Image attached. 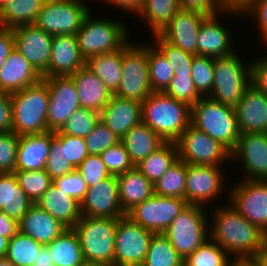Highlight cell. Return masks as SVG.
<instances>
[{"label":"cell","mask_w":267,"mask_h":266,"mask_svg":"<svg viewBox=\"0 0 267 266\" xmlns=\"http://www.w3.org/2000/svg\"><path fill=\"white\" fill-rule=\"evenodd\" d=\"M231 266H261L255 259H234L232 260Z\"/></svg>","instance_id":"63"},{"label":"cell","mask_w":267,"mask_h":266,"mask_svg":"<svg viewBox=\"0 0 267 266\" xmlns=\"http://www.w3.org/2000/svg\"><path fill=\"white\" fill-rule=\"evenodd\" d=\"M101 157L110 175L118 176L135 167L121 141L106 149Z\"/></svg>","instance_id":"49"},{"label":"cell","mask_w":267,"mask_h":266,"mask_svg":"<svg viewBox=\"0 0 267 266\" xmlns=\"http://www.w3.org/2000/svg\"><path fill=\"white\" fill-rule=\"evenodd\" d=\"M175 144L178 159L187 164L223 167L225 162L228 164L231 161V152L225 146L192 125L187 127Z\"/></svg>","instance_id":"11"},{"label":"cell","mask_w":267,"mask_h":266,"mask_svg":"<svg viewBox=\"0 0 267 266\" xmlns=\"http://www.w3.org/2000/svg\"><path fill=\"white\" fill-rule=\"evenodd\" d=\"M233 160L242 164L244 179L267 181V133H241L231 152Z\"/></svg>","instance_id":"19"},{"label":"cell","mask_w":267,"mask_h":266,"mask_svg":"<svg viewBox=\"0 0 267 266\" xmlns=\"http://www.w3.org/2000/svg\"><path fill=\"white\" fill-rule=\"evenodd\" d=\"M190 125L219 141L230 152L237 146L240 132L234 107L201 97L191 106Z\"/></svg>","instance_id":"4"},{"label":"cell","mask_w":267,"mask_h":266,"mask_svg":"<svg viewBox=\"0 0 267 266\" xmlns=\"http://www.w3.org/2000/svg\"><path fill=\"white\" fill-rule=\"evenodd\" d=\"M45 170L52 180L63 177L76 170L64 158L61 146V133L51 131V148L45 165Z\"/></svg>","instance_id":"47"},{"label":"cell","mask_w":267,"mask_h":266,"mask_svg":"<svg viewBox=\"0 0 267 266\" xmlns=\"http://www.w3.org/2000/svg\"><path fill=\"white\" fill-rule=\"evenodd\" d=\"M152 36V38H154L153 44L163 53L174 71L181 63L193 62L194 55L186 53L181 48L172 45L171 43L164 40L159 34H154Z\"/></svg>","instance_id":"55"},{"label":"cell","mask_w":267,"mask_h":266,"mask_svg":"<svg viewBox=\"0 0 267 266\" xmlns=\"http://www.w3.org/2000/svg\"><path fill=\"white\" fill-rule=\"evenodd\" d=\"M19 231L42 245H47L62 235L67 229L59 220L33 204L18 222Z\"/></svg>","instance_id":"26"},{"label":"cell","mask_w":267,"mask_h":266,"mask_svg":"<svg viewBox=\"0 0 267 266\" xmlns=\"http://www.w3.org/2000/svg\"><path fill=\"white\" fill-rule=\"evenodd\" d=\"M154 234L128 216L117 219L114 266H142Z\"/></svg>","instance_id":"12"},{"label":"cell","mask_w":267,"mask_h":266,"mask_svg":"<svg viewBox=\"0 0 267 266\" xmlns=\"http://www.w3.org/2000/svg\"><path fill=\"white\" fill-rule=\"evenodd\" d=\"M49 90L48 131H59L69 116L80 108L79 97L71 76L41 79Z\"/></svg>","instance_id":"17"},{"label":"cell","mask_w":267,"mask_h":266,"mask_svg":"<svg viewBox=\"0 0 267 266\" xmlns=\"http://www.w3.org/2000/svg\"><path fill=\"white\" fill-rule=\"evenodd\" d=\"M19 136L13 131L0 132V173H14Z\"/></svg>","instance_id":"50"},{"label":"cell","mask_w":267,"mask_h":266,"mask_svg":"<svg viewBox=\"0 0 267 266\" xmlns=\"http://www.w3.org/2000/svg\"><path fill=\"white\" fill-rule=\"evenodd\" d=\"M76 171L81 175L88 187L111 176L101 155L89 154L76 168Z\"/></svg>","instance_id":"51"},{"label":"cell","mask_w":267,"mask_h":266,"mask_svg":"<svg viewBox=\"0 0 267 266\" xmlns=\"http://www.w3.org/2000/svg\"><path fill=\"white\" fill-rule=\"evenodd\" d=\"M80 211L87 217L119 219L126 216L119 202L117 177L111 175L88 187Z\"/></svg>","instance_id":"20"},{"label":"cell","mask_w":267,"mask_h":266,"mask_svg":"<svg viewBox=\"0 0 267 266\" xmlns=\"http://www.w3.org/2000/svg\"><path fill=\"white\" fill-rule=\"evenodd\" d=\"M241 133H267V96L250 84L234 107Z\"/></svg>","instance_id":"21"},{"label":"cell","mask_w":267,"mask_h":266,"mask_svg":"<svg viewBox=\"0 0 267 266\" xmlns=\"http://www.w3.org/2000/svg\"><path fill=\"white\" fill-rule=\"evenodd\" d=\"M41 79L42 76L14 48L0 69V91L12 94Z\"/></svg>","instance_id":"25"},{"label":"cell","mask_w":267,"mask_h":266,"mask_svg":"<svg viewBox=\"0 0 267 266\" xmlns=\"http://www.w3.org/2000/svg\"><path fill=\"white\" fill-rule=\"evenodd\" d=\"M188 205L185 199L153 194L126 213L133 222L155 234L163 233Z\"/></svg>","instance_id":"13"},{"label":"cell","mask_w":267,"mask_h":266,"mask_svg":"<svg viewBox=\"0 0 267 266\" xmlns=\"http://www.w3.org/2000/svg\"><path fill=\"white\" fill-rule=\"evenodd\" d=\"M80 266H109V265L102 264V263L84 261Z\"/></svg>","instance_id":"67"},{"label":"cell","mask_w":267,"mask_h":266,"mask_svg":"<svg viewBox=\"0 0 267 266\" xmlns=\"http://www.w3.org/2000/svg\"><path fill=\"white\" fill-rule=\"evenodd\" d=\"M44 245L18 231L9 241L6 258L15 266H32Z\"/></svg>","instance_id":"41"},{"label":"cell","mask_w":267,"mask_h":266,"mask_svg":"<svg viewBox=\"0 0 267 266\" xmlns=\"http://www.w3.org/2000/svg\"><path fill=\"white\" fill-rule=\"evenodd\" d=\"M13 130V113L9 93L0 91V132Z\"/></svg>","instance_id":"58"},{"label":"cell","mask_w":267,"mask_h":266,"mask_svg":"<svg viewBox=\"0 0 267 266\" xmlns=\"http://www.w3.org/2000/svg\"><path fill=\"white\" fill-rule=\"evenodd\" d=\"M89 13L84 17L76 38L81 56L88 58L121 49L129 40L128 27L122 20L114 18H92Z\"/></svg>","instance_id":"3"},{"label":"cell","mask_w":267,"mask_h":266,"mask_svg":"<svg viewBox=\"0 0 267 266\" xmlns=\"http://www.w3.org/2000/svg\"><path fill=\"white\" fill-rule=\"evenodd\" d=\"M55 266H80L84 261L80 240L73 228L46 245Z\"/></svg>","instance_id":"34"},{"label":"cell","mask_w":267,"mask_h":266,"mask_svg":"<svg viewBox=\"0 0 267 266\" xmlns=\"http://www.w3.org/2000/svg\"><path fill=\"white\" fill-rule=\"evenodd\" d=\"M84 139L90 155H101L106 149L115 146L121 141V139L100 120Z\"/></svg>","instance_id":"48"},{"label":"cell","mask_w":267,"mask_h":266,"mask_svg":"<svg viewBox=\"0 0 267 266\" xmlns=\"http://www.w3.org/2000/svg\"><path fill=\"white\" fill-rule=\"evenodd\" d=\"M251 62V84L267 96V55Z\"/></svg>","instance_id":"57"},{"label":"cell","mask_w":267,"mask_h":266,"mask_svg":"<svg viewBox=\"0 0 267 266\" xmlns=\"http://www.w3.org/2000/svg\"><path fill=\"white\" fill-rule=\"evenodd\" d=\"M178 160L177 146L165 142L135 167L153 184Z\"/></svg>","instance_id":"36"},{"label":"cell","mask_w":267,"mask_h":266,"mask_svg":"<svg viewBox=\"0 0 267 266\" xmlns=\"http://www.w3.org/2000/svg\"><path fill=\"white\" fill-rule=\"evenodd\" d=\"M142 123L165 142L175 143L190 125L191 107L165 92H152L141 102Z\"/></svg>","instance_id":"2"},{"label":"cell","mask_w":267,"mask_h":266,"mask_svg":"<svg viewBox=\"0 0 267 266\" xmlns=\"http://www.w3.org/2000/svg\"><path fill=\"white\" fill-rule=\"evenodd\" d=\"M61 146L67 162L76 169L89 155L85 139L61 133Z\"/></svg>","instance_id":"52"},{"label":"cell","mask_w":267,"mask_h":266,"mask_svg":"<svg viewBox=\"0 0 267 266\" xmlns=\"http://www.w3.org/2000/svg\"><path fill=\"white\" fill-rule=\"evenodd\" d=\"M0 266H15L8 258H0Z\"/></svg>","instance_id":"66"},{"label":"cell","mask_w":267,"mask_h":266,"mask_svg":"<svg viewBox=\"0 0 267 266\" xmlns=\"http://www.w3.org/2000/svg\"><path fill=\"white\" fill-rule=\"evenodd\" d=\"M223 15L241 17L242 12L238 6H228L225 10L213 16L206 17L197 34V55L211 58L224 57L238 51L233 45V36L219 19ZM221 18H220V17ZM219 18V19H218ZM219 20V21H218Z\"/></svg>","instance_id":"15"},{"label":"cell","mask_w":267,"mask_h":266,"mask_svg":"<svg viewBox=\"0 0 267 266\" xmlns=\"http://www.w3.org/2000/svg\"><path fill=\"white\" fill-rule=\"evenodd\" d=\"M14 49L12 29L0 27V69Z\"/></svg>","instance_id":"59"},{"label":"cell","mask_w":267,"mask_h":266,"mask_svg":"<svg viewBox=\"0 0 267 266\" xmlns=\"http://www.w3.org/2000/svg\"><path fill=\"white\" fill-rule=\"evenodd\" d=\"M255 259L261 266H267V249H262Z\"/></svg>","instance_id":"65"},{"label":"cell","mask_w":267,"mask_h":266,"mask_svg":"<svg viewBox=\"0 0 267 266\" xmlns=\"http://www.w3.org/2000/svg\"><path fill=\"white\" fill-rule=\"evenodd\" d=\"M12 32L14 48L42 76L48 70L53 36L34 24L17 26Z\"/></svg>","instance_id":"18"},{"label":"cell","mask_w":267,"mask_h":266,"mask_svg":"<svg viewBox=\"0 0 267 266\" xmlns=\"http://www.w3.org/2000/svg\"><path fill=\"white\" fill-rule=\"evenodd\" d=\"M8 239L0 235V258L5 257L8 247Z\"/></svg>","instance_id":"64"},{"label":"cell","mask_w":267,"mask_h":266,"mask_svg":"<svg viewBox=\"0 0 267 266\" xmlns=\"http://www.w3.org/2000/svg\"><path fill=\"white\" fill-rule=\"evenodd\" d=\"M187 163L178 159L154 184V194L185 199Z\"/></svg>","instance_id":"39"},{"label":"cell","mask_w":267,"mask_h":266,"mask_svg":"<svg viewBox=\"0 0 267 266\" xmlns=\"http://www.w3.org/2000/svg\"><path fill=\"white\" fill-rule=\"evenodd\" d=\"M51 148V131L19 136L15 171L45 169Z\"/></svg>","instance_id":"27"},{"label":"cell","mask_w":267,"mask_h":266,"mask_svg":"<svg viewBox=\"0 0 267 266\" xmlns=\"http://www.w3.org/2000/svg\"><path fill=\"white\" fill-rule=\"evenodd\" d=\"M192 63H181L174 71V77L165 93L170 97L188 104L195 105L202 97L196 90L192 77Z\"/></svg>","instance_id":"38"},{"label":"cell","mask_w":267,"mask_h":266,"mask_svg":"<svg viewBox=\"0 0 267 266\" xmlns=\"http://www.w3.org/2000/svg\"><path fill=\"white\" fill-rule=\"evenodd\" d=\"M33 202L19 186L14 173H0V210L19 222Z\"/></svg>","instance_id":"31"},{"label":"cell","mask_w":267,"mask_h":266,"mask_svg":"<svg viewBox=\"0 0 267 266\" xmlns=\"http://www.w3.org/2000/svg\"><path fill=\"white\" fill-rule=\"evenodd\" d=\"M18 231V222L0 210V235L10 240Z\"/></svg>","instance_id":"61"},{"label":"cell","mask_w":267,"mask_h":266,"mask_svg":"<svg viewBox=\"0 0 267 266\" xmlns=\"http://www.w3.org/2000/svg\"><path fill=\"white\" fill-rule=\"evenodd\" d=\"M179 10L178 0H145L138 17L149 25L154 35L159 34Z\"/></svg>","instance_id":"37"},{"label":"cell","mask_w":267,"mask_h":266,"mask_svg":"<svg viewBox=\"0 0 267 266\" xmlns=\"http://www.w3.org/2000/svg\"><path fill=\"white\" fill-rule=\"evenodd\" d=\"M213 209L212 217L209 216V238L220 245L232 260L256 258L263 249V231L248 222L229 203Z\"/></svg>","instance_id":"1"},{"label":"cell","mask_w":267,"mask_h":266,"mask_svg":"<svg viewBox=\"0 0 267 266\" xmlns=\"http://www.w3.org/2000/svg\"><path fill=\"white\" fill-rule=\"evenodd\" d=\"M180 9L201 13L207 17L225 10L229 5L225 0H178Z\"/></svg>","instance_id":"56"},{"label":"cell","mask_w":267,"mask_h":266,"mask_svg":"<svg viewBox=\"0 0 267 266\" xmlns=\"http://www.w3.org/2000/svg\"><path fill=\"white\" fill-rule=\"evenodd\" d=\"M214 60L215 58L203 55H194L193 58L191 77L197 92L202 97H208L213 88Z\"/></svg>","instance_id":"46"},{"label":"cell","mask_w":267,"mask_h":266,"mask_svg":"<svg viewBox=\"0 0 267 266\" xmlns=\"http://www.w3.org/2000/svg\"><path fill=\"white\" fill-rule=\"evenodd\" d=\"M79 97L80 106L100 111L109 103L113 93L86 66L71 75Z\"/></svg>","instance_id":"28"},{"label":"cell","mask_w":267,"mask_h":266,"mask_svg":"<svg viewBox=\"0 0 267 266\" xmlns=\"http://www.w3.org/2000/svg\"><path fill=\"white\" fill-rule=\"evenodd\" d=\"M99 118L120 139L142 122L141 102L112 95Z\"/></svg>","instance_id":"24"},{"label":"cell","mask_w":267,"mask_h":266,"mask_svg":"<svg viewBox=\"0 0 267 266\" xmlns=\"http://www.w3.org/2000/svg\"><path fill=\"white\" fill-rule=\"evenodd\" d=\"M86 60L81 56L76 35H55L48 70L42 78L71 76L85 66Z\"/></svg>","instance_id":"23"},{"label":"cell","mask_w":267,"mask_h":266,"mask_svg":"<svg viewBox=\"0 0 267 266\" xmlns=\"http://www.w3.org/2000/svg\"><path fill=\"white\" fill-rule=\"evenodd\" d=\"M117 219L81 216L74 225L85 261L114 266Z\"/></svg>","instance_id":"6"},{"label":"cell","mask_w":267,"mask_h":266,"mask_svg":"<svg viewBox=\"0 0 267 266\" xmlns=\"http://www.w3.org/2000/svg\"><path fill=\"white\" fill-rule=\"evenodd\" d=\"M142 266H183V259L163 234H154Z\"/></svg>","instance_id":"42"},{"label":"cell","mask_w":267,"mask_h":266,"mask_svg":"<svg viewBox=\"0 0 267 266\" xmlns=\"http://www.w3.org/2000/svg\"><path fill=\"white\" fill-rule=\"evenodd\" d=\"M89 7L84 0H46L34 25L52 36L76 35Z\"/></svg>","instance_id":"10"},{"label":"cell","mask_w":267,"mask_h":266,"mask_svg":"<svg viewBox=\"0 0 267 266\" xmlns=\"http://www.w3.org/2000/svg\"><path fill=\"white\" fill-rule=\"evenodd\" d=\"M263 249H267V228L263 231Z\"/></svg>","instance_id":"68"},{"label":"cell","mask_w":267,"mask_h":266,"mask_svg":"<svg viewBox=\"0 0 267 266\" xmlns=\"http://www.w3.org/2000/svg\"><path fill=\"white\" fill-rule=\"evenodd\" d=\"M85 66L93 72L105 86L114 93L122 79V48L88 58Z\"/></svg>","instance_id":"33"},{"label":"cell","mask_w":267,"mask_h":266,"mask_svg":"<svg viewBox=\"0 0 267 266\" xmlns=\"http://www.w3.org/2000/svg\"><path fill=\"white\" fill-rule=\"evenodd\" d=\"M121 142L124 144L134 166L165 143L156 132L142 122L132 127L121 138Z\"/></svg>","instance_id":"32"},{"label":"cell","mask_w":267,"mask_h":266,"mask_svg":"<svg viewBox=\"0 0 267 266\" xmlns=\"http://www.w3.org/2000/svg\"><path fill=\"white\" fill-rule=\"evenodd\" d=\"M116 177L119 202L125 213L154 194V184L136 167Z\"/></svg>","instance_id":"30"},{"label":"cell","mask_w":267,"mask_h":266,"mask_svg":"<svg viewBox=\"0 0 267 266\" xmlns=\"http://www.w3.org/2000/svg\"><path fill=\"white\" fill-rule=\"evenodd\" d=\"M239 7L242 16L252 18L258 24L262 42L267 47V0H246Z\"/></svg>","instance_id":"53"},{"label":"cell","mask_w":267,"mask_h":266,"mask_svg":"<svg viewBox=\"0 0 267 266\" xmlns=\"http://www.w3.org/2000/svg\"><path fill=\"white\" fill-rule=\"evenodd\" d=\"M99 120V112L80 107L69 116L62 128L56 132L85 138Z\"/></svg>","instance_id":"45"},{"label":"cell","mask_w":267,"mask_h":266,"mask_svg":"<svg viewBox=\"0 0 267 266\" xmlns=\"http://www.w3.org/2000/svg\"><path fill=\"white\" fill-rule=\"evenodd\" d=\"M228 189L229 204L262 231L267 228V181L241 180Z\"/></svg>","instance_id":"14"},{"label":"cell","mask_w":267,"mask_h":266,"mask_svg":"<svg viewBox=\"0 0 267 266\" xmlns=\"http://www.w3.org/2000/svg\"><path fill=\"white\" fill-rule=\"evenodd\" d=\"M11 0H0V11L3 9V7Z\"/></svg>","instance_id":"69"},{"label":"cell","mask_w":267,"mask_h":266,"mask_svg":"<svg viewBox=\"0 0 267 266\" xmlns=\"http://www.w3.org/2000/svg\"><path fill=\"white\" fill-rule=\"evenodd\" d=\"M53 184L79 203L84 199L88 188L86 182L76 170L54 179Z\"/></svg>","instance_id":"54"},{"label":"cell","mask_w":267,"mask_h":266,"mask_svg":"<svg viewBox=\"0 0 267 266\" xmlns=\"http://www.w3.org/2000/svg\"><path fill=\"white\" fill-rule=\"evenodd\" d=\"M10 97L13 113L12 131L15 134L21 136L48 131L49 90L42 80L10 94Z\"/></svg>","instance_id":"5"},{"label":"cell","mask_w":267,"mask_h":266,"mask_svg":"<svg viewBox=\"0 0 267 266\" xmlns=\"http://www.w3.org/2000/svg\"><path fill=\"white\" fill-rule=\"evenodd\" d=\"M14 174L19 186L33 204L37 203L53 183V180L47 174L45 169L36 171H15Z\"/></svg>","instance_id":"44"},{"label":"cell","mask_w":267,"mask_h":266,"mask_svg":"<svg viewBox=\"0 0 267 266\" xmlns=\"http://www.w3.org/2000/svg\"><path fill=\"white\" fill-rule=\"evenodd\" d=\"M41 209L59 220L68 228H73L81 218L80 203L64 193L53 183L37 201Z\"/></svg>","instance_id":"29"},{"label":"cell","mask_w":267,"mask_h":266,"mask_svg":"<svg viewBox=\"0 0 267 266\" xmlns=\"http://www.w3.org/2000/svg\"><path fill=\"white\" fill-rule=\"evenodd\" d=\"M32 266H55L52 260L51 253L46 245H44L36 258V261H33Z\"/></svg>","instance_id":"62"},{"label":"cell","mask_w":267,"mask_h":266,"mask_svg":"<svg viewBox=\"0 0 267 266\" xmlns=\"http://www.w3.org/2000/svg\"><path fill=\"white\" fill-rule=\"evenodd\" d=\"M207 16L180 9L159 35L186 53L197 55V34Z\"/></svg>","instance_id":"22"},{"label":"cell","mask_w":267,"mask_h":266,"mask_svg":"<svg viewBox=\"0 0 267 266\" xmlns=\"http://www.w3.org/2000/svg\"><path fill=\"white\" fill-rule=\"evenodd\" d=\"M103 1L113 5L119 9H123L125 12L129 11L128 13L131 12V14L133 13V15L138 16V14L140 13V11L143 8V5L145 3V0H101V2Z\"/></svg>","instance_id":"60"},{"label":"cell","mask_w":267,"mask_h":266,"mask_svg":"<svg viewBox=\"0 0 267 266\" xmlns=\"http://www.w3.org/2000/svg\"><path fill=\"white\" fill-rule=\"evenodd\" d=\"M148 69L152 92H165L174 77V69L154 44H148Z\"/></svg>","instance_id":"40"},{"label":"cell","mask_w":267,"mask_h":266,"mask_svg":"<svg viewBox=\"0 0 267 266\" xmlns=\"http://www.w3.org/2000/svg\"><path fill=\"white\" fill-rule=\"evenodd\" d=\"M231 259L220 245L208 238L183 260V266H231Z\"/></svg>","instance_id":"43"},{"label":"cell","mask_w":267,"mask_h":266,"mask_svg":"<svg viewBox=\"0 0 267 266\" xmlns=\"http://www.w3.org/2000/svg\"><path fill=\"white\" fill-rule=\"evenodd\" d=\"M251 84V62H244L236 51L214 60V82L208 96L223 105L235 107Z\"/></svg>","instance_id":"7"},{"label":"cell","mask_w":267,"mask_h":266,"mask_svg":"<svg viewBox=\"0 0 267 266\" xmlns=\"http://www.w3.org/2000/svg\"><path fill=\"white\" fill-rule=\"evenodd\" d=\"M206 208L188 204L163 232L183 260L209 238Z\"/></svg>","instance_id":"8"},{"label":"cell","mask_w":267,"mask_h":266,"mask_svg":"<svg viewBox=\"0 0 267 266\" xmlns=\"http://www.w3.org/2000/svg\"><path fill=\"white\" fill-rule=\"evenodd\" d=\"M223 167L187 164L185 200L188 204L209 206L226 188ZM219 196V197H218ZM210 202V203H209Z\"/></svg>","instance_id":"16"},{"label":"cell","mask_w":267,"mask_h":266,"mask_svg":"<svg viewBox=\"0 0 267 266\" xmlns=\"http://www.w3.org/2000/svg\"><path fill=\"white\" fill-rule=\"evenodd\" d=\"M46 0H11L0 11V27L33 25Z\"/></svg>","instance_id":"35"},{"label":"cell","mask_w":267,"mask_h":266,"mask_svg":"<svg viewBox=\"0 0 267 266\" xmlns=\"http://www.w3.org/2000/svg\"><path fill=\"white\" fill-rule=\"evenodd\" d=\"M131 42V43H130ZM128 41L122 47V79L116 96L143 102L151 93L148 69V45Z\"/></svg>","instance_id":"9"}]
</instances>
